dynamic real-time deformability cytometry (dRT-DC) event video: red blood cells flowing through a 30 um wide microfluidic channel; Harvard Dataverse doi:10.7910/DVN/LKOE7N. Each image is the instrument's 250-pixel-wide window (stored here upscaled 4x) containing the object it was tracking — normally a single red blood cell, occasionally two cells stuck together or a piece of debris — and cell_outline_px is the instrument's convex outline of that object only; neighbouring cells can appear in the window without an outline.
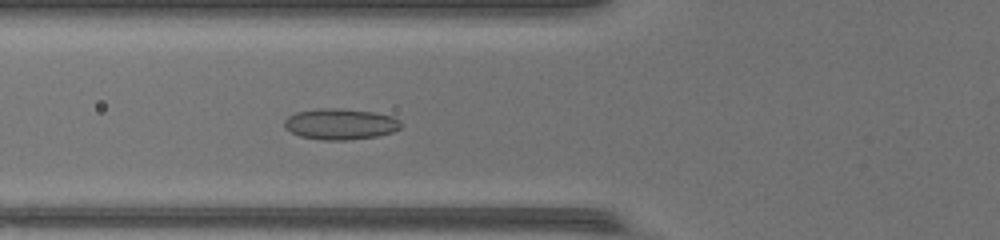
{"species": "common noctule bat (a hibernating species)", "species_latin": "Nyctalus noctula", "temperature_condition": "warm", "stored_images_in_passage": 48, "camera_frame_rate_fps": 3000, "um_per_image_px": 0.085, "animal": {"sex": "female", "body_mass_g": 17.0, "forearm_length_mm": 48.0}, "frame": {"image": 1, "passage_image": 19, "time_ms": 6.0, "image_size_px": [1000, 240], "cell_outline_px": [[400, 128], [392, 132], [380, 136], [348, 140], [324, 140], [300, 136], [284, 128], [284, 120], [288, 116], [296, 112], [320, 108], [340, 108], [372, 112], [392, 116], [400, 120]], "centroid_in_image_um": [28.92, 10.55], "position_along_channel_um": 96.9, "area_um2": 21.1}}
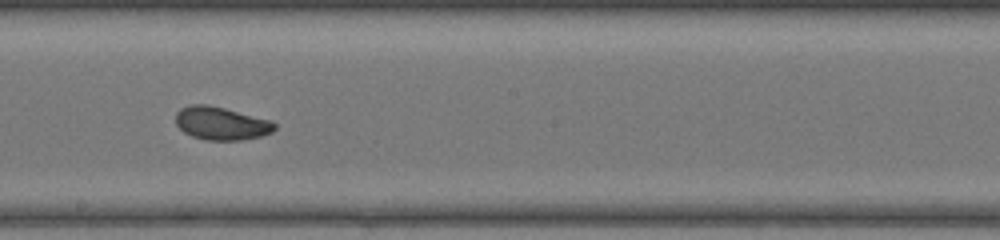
{"frame": {"image": 2, "passage_image": 28, "time_ms": 9.0, "image_size_px": [1000, 240], "cell_outline_px": [[276, 128], [272, 132], [260, 136], [240, 140], [204, 140], [192, 136], [184, 132], [176, 124], [176, 112], [180, 108], [192, 104], [208, 104], [272, 120], [276, 124]], "centroid_in_image_um": [18.8, 10.48], "position_along_channel_um": 229.4, "area_um2": 19.13}}
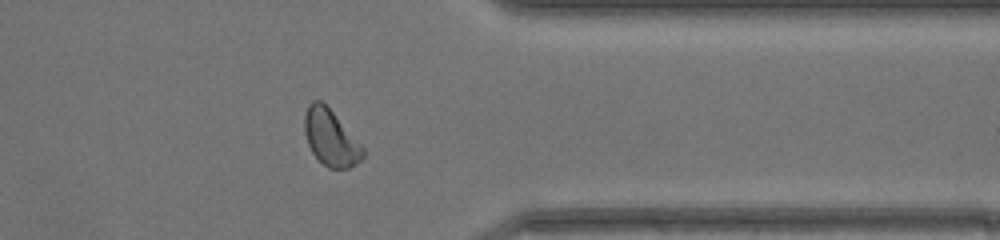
{"frame": {"image": 3, "passage_image": 39, "time_ms": 12.667, "image_size_px": [1000, 240], "cell_outline_px": [[364, 156], [356, 164], [348, 168], [328, 168], [312, 152], [308, 144], [304, 132], [304, 116], [308, 104], [312, 100], [320, 100], [332, 112], [364, 148]], "centroid_in_image_um": [28.08, 11.71], "position_along_channel_um": 383.3, "area_um2": 18.73}, "authors_computed_cell_mechanics": {"area_um2": 19.652, "velocity_mm_per_s": 4.4102, "shape_relaxation_time_tau1_ms": 4.0823, "shape_relaxation_time_tau2_ms": 1.2732, "deformation_change_tau1": 0.0942, "deformation_change_tau2": 0.0619}}